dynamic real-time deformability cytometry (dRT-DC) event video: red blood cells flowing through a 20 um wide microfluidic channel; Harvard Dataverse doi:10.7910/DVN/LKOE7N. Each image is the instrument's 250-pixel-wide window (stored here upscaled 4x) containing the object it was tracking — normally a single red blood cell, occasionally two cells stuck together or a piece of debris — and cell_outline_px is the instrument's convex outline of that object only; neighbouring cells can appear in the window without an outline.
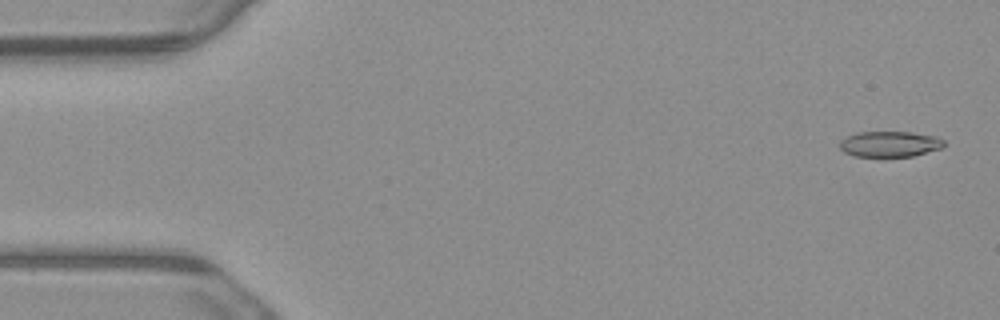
{"species": "common noctule bat (a hibernating species)", "species_latin": "Nyctalus noctula", "temperature_condition": "warm", "stored_images_in_passage": 4, "camera_frame_rate_fps": 3000, "um_per_image_px": 0.085, "animal": {"sex": "male", "body_mass_g": 23.1, "forearm_length_mm": 52.7}, "frame": {"image": 1, "passage_image": 1, "time_ms": 0.0, "image_size_px": [1000, 320], "cell_outline_px": [[944, 148], [912, 156], [852, 156], [844, 152], [840, 148], [840, 140], [856, 132], [912, 132], [936, 136], [944, 140]], "centroid_in_image_um": [75.65, 12.24], "position_along_channel_um": 9.4, "area_um2": 15.66}}
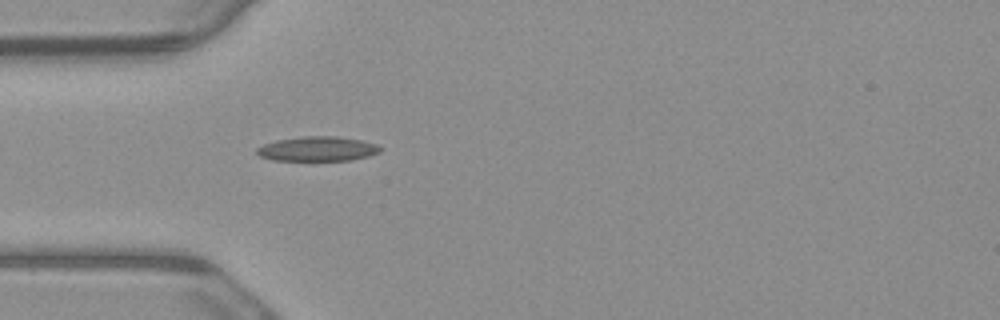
{"frame": {"image": 2, "passage_image": 4, "time_ms": 1.0, "image_size_px": [1000, 320], "cell_outline_px": [[380, 152], [368, 156], [352, 160], [272, 160], [260, 156], [256, 152], [256, 148], [264, 144], [276, 140], [300, 136], [336, 136], [360, 140], [376, 144], [380, 148]], "centroid_in_image_um": [26.96, 12.65], "position_along_channel_um": 58.0, "area_um2": 17.63}}